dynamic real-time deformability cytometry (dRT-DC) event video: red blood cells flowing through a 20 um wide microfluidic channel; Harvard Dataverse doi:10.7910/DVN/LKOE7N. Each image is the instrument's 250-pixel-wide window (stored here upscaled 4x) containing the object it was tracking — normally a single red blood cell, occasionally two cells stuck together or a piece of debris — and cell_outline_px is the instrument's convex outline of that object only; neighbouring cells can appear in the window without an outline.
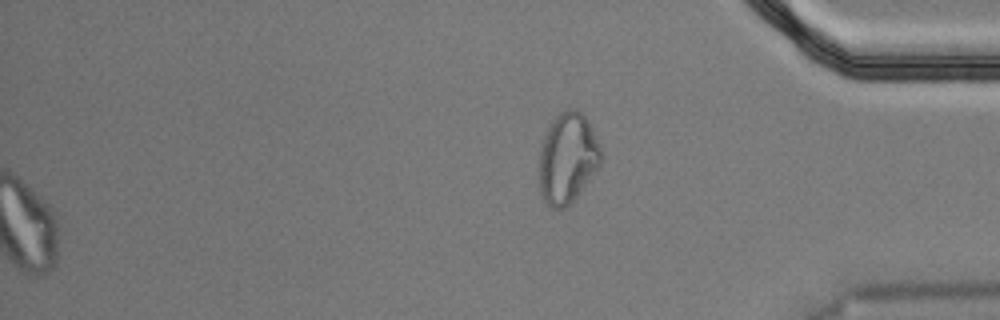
{"species": "Egyptian fruit bat (a non-hibernating species)", "species_latin": "Rousettus aegyptiacus", "temperature_condition": "cold", "stored_images_in_passage": 57, "segment_of_instrument_passage": [2, 2], "camera_frame_rate_fps": 3000, "um_per_image_px": 0.085, "animal": {"sex": "male"}, "frame": {"image": 1, "passage_image": 57, "time_ms": 18.667, "image_size_px": [1000, 320], "cell_outline_px": [[604, 160], [576, 196], [564, 208], [548, 208], [540, 192], [540, 148], [544, 136], [552, 120], [560, 112], [568, 108], [576, 108], [588, 120], [600, 144], [604, 156]], "centroid_in_image_um": [48.26, 13.42], "position_along_channel_um": 386.9, "area_um2": 32.66}}